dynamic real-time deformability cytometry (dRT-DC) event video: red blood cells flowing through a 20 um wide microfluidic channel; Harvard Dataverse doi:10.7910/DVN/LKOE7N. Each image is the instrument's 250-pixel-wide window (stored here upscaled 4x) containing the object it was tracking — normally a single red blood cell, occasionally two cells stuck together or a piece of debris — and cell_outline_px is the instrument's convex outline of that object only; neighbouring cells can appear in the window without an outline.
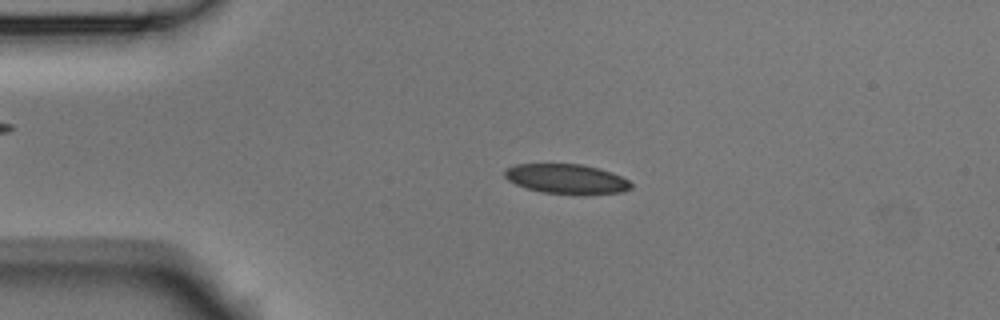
{"species": "Egyptian fruit bat (a non-hibernating species)", "species_latin": "Rousettus aegyptiacus", "temperature_condition": "room temperature", "stored_images_in_passage": 4, "camera_frame_rate_fps": 3000, "um_per_image_px": 0.085, "animal": {"sex": "male"}, "frame": {"image": 1, "passage_image": 3, "time_ms": 0.667, "image_size_px": [1000, 320], "cell_outline_px": [[632, 188], [620, 192], [584, 196], [580, 196], [544, 192], [528, 188], [516, 184], [508, 180], [504, 176], [504, 172], [508, 168], [516, 164], [580, 164], [600, 168], [612, 172], [628, 180], [632, 184]], "centroid_in_image_um": [48.2, 15.23], "position_along_channel_um": 36.8, "area_um2": 22.14}}